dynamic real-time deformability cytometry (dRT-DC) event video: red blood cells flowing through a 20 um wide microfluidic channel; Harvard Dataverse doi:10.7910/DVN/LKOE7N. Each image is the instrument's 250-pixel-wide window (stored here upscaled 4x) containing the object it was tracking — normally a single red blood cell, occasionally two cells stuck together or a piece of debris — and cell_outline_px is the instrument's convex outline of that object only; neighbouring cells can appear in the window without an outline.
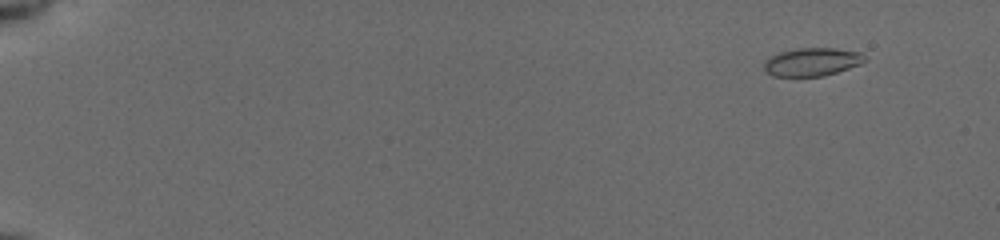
{"species": "common noctule bat (a hibernating species)", "species_latin": "Nyctalus noctula", "temperature_condition": "cold", "stored_images_in_passage": 56, "camera_frame_rate_fps": 3000, "um_per_image_px": 0.085, "animal": {"sex": "female", "body_mass_g": 19.5, "forearm_length_mm": 54.1}, "frame": {"image": 1, "passage_image": 6, "time_ms": 1.667, "image_size_px": [1000, 240], "cell_outline_px": [[868, 60], [860, 64], [824, 76], [772, 76], [764, 72], [764, 60], [780, 52], [796, 48], [836, 48], [860, 52]], "centroid_in_image_um": [69.01, 5.26], "position_along_channel_um": 16.0, "area_um2": 16.59}}
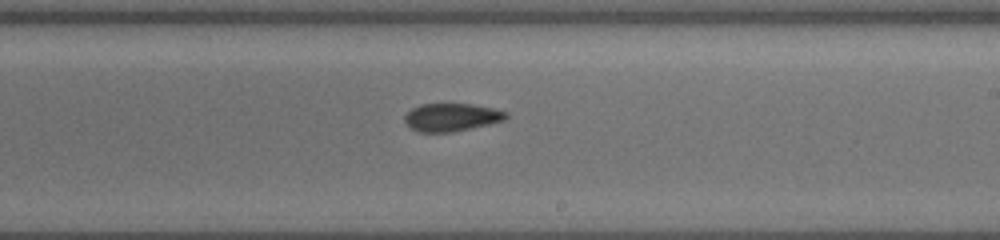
{"frame": {"image": 2, "passage_image": 36, "time_ms": 11.667, "image_size_px": [1000, 240], "cell_outline_px": [[508, 116], [504, 120], [472, 128], [452, 132], [420, 132], [412, 128], [404, 120], [404, 116], [412, 108], [420, 104], [472, 104], [492, 108], [508, 112]], "centroid_in_image_um": [38.39, 9.96], "position_along_channel_um": 250.6, "area_um2": 16.36}}
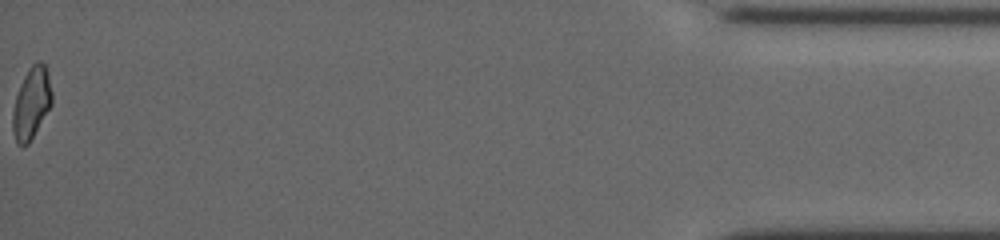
{"frame": {"image": 3, "passage_image": 56, "time_ms": 18.333, "image_size_px": [1000, 240], "cell_outline_px": [[52, 104], [28, 144], [16, 144], [12, 128], [12, 112], [16, 96], [20, 84], [28, 68], [36, 60], [40, 60], [44, 64], [48, 72], [52, 92]], "centroid_in_image_um": [2.67, 8.73], "position_along_channel_um": 432.5, "area_um2": 16.36}, "authors_computed_cell_mechanics": {"area_um2": 16.5597, "velocity_mm_per_s": 3.941, "shape_relaxation_time_tau1_ms": null, "shape_relaxation_time_tau2_ms": 5.0908, "deformation_change_tau1": null, "deformation_change_tau2": 0.0939}}